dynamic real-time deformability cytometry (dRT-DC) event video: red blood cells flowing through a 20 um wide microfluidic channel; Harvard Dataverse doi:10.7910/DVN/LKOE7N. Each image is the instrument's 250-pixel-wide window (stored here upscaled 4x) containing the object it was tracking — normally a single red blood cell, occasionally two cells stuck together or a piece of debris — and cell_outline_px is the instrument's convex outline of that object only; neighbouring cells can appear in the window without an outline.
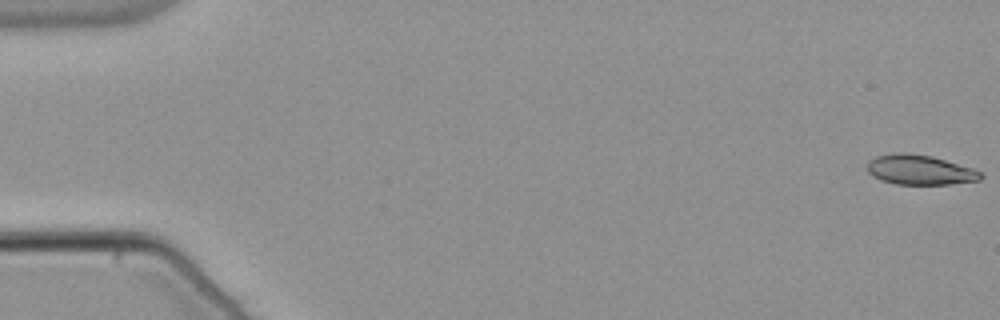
{"species": "common noctule bat (a hibernating species)", "species_latin": "Nyctalus noctula", "temperature_condition": "warm", "stored_images_in_passage": 51, "camera_frame_rate_fps": 3000, "um_per_image_px": 0.085, "animal": {"sex": "male", "body_mass_g": 21.5, "forearm_length_mm": 52.0}, "frame": {"image": 1, "passage_image": 1, "time_ms": 0.0, "image_size_px": [1000, 320], "cell_outline_px": [[984, 176], [980, 180], [948, 184], [896, 184], [880, 180], [872, 176], [868, 172], [868, 160], [876, 156], [896, 152], [908, 152], [932, 156], [972, 168], [980, 172]], "centroid_in_image_um": [78.15, 14.43], "position_along_channel_um": 6.8, "area_um2": 19.77}}
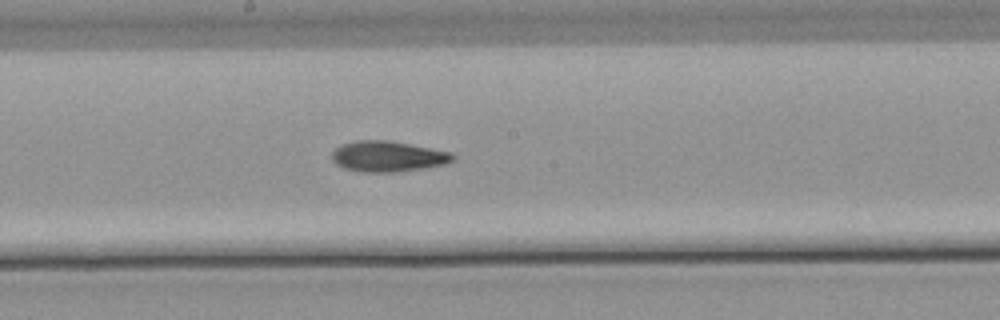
{"frame": {"image": 2, "passage_image": 30, "time_ms": 9.667, "image_size_px": [1000, 320], "cell_outline_px": [[456, 160], [444, 164], [396, 172], [360, 172], [344, 168], [336, 164], [332, 160], [332, 152], [340, 144], [356, 140], [388, 140], [452, 152], [456, 156]], "centroid_in_image_um": [32.95, 13.29], "position_along_channel_um": 215.2, "area_um2": 21.68}}
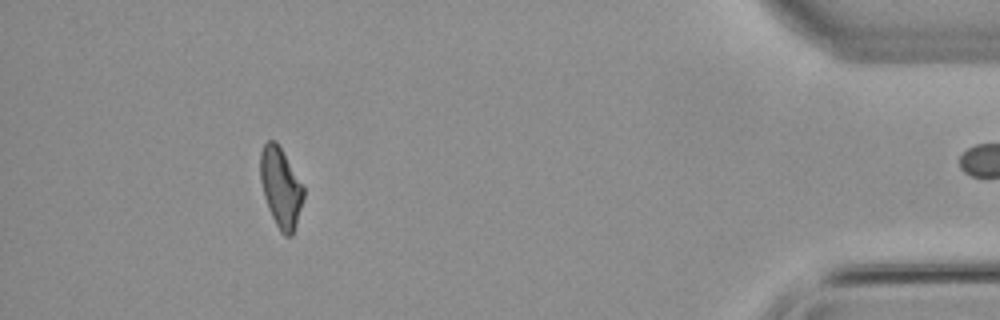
{"frame": {"image": 3, "passage_image": 50, "time_ms": 16.333, "image_size_px": [1000, 320], "cell_outline_px": [[304, 196], [296, 224], [292, 236], [284, 236], [280, 232], [268, 208], [264, 196], [260, 180], [260, 152], [264, 144], [268, 140], [276, 140], [304, 188]], "centroid_in_image_um": [23.85, 15.94], "position_along_channel_um": 411.4, "area_um2": 19.88}}